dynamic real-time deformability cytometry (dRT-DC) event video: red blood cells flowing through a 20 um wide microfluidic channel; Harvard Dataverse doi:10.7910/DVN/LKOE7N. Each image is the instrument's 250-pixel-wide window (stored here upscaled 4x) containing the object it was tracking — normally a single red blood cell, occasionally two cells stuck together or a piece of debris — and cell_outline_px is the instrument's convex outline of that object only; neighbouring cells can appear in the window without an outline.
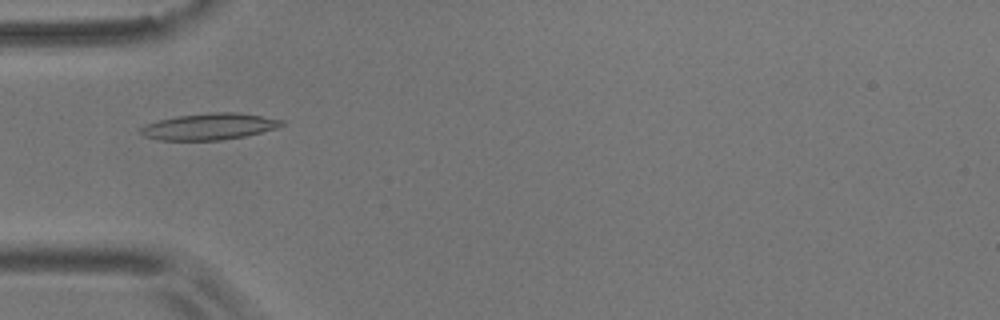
{"species": "common noctule bat (a hibernating species)", "species_latin": "Nyctalus noctula", "temperature_condition": "room temperature", "stored_images_in_passage": 33, "camera_frame_rate_fps": 3000, "um_per_image_px": 0.085, "animal": {"sex": "male", "body_mass_g": 17.9}, "frame": {"image": 1, "passage_image": 1, "time_ms": 0.0, "image_size_px": [1000, 320], "cell_outline_px": [[284, 124], [276, 128], [244, 136], [220, 140], [160, 140], [144, 136], [136, 132], [140, 128], [148, 124], [160, 120], [176, 116], [208, 112], [240, 112], [284, 120]], "centroid_in_image_um": [17.77, 10.75], "position_along_channel_um": 67.2, "area_um2": 21.73}}
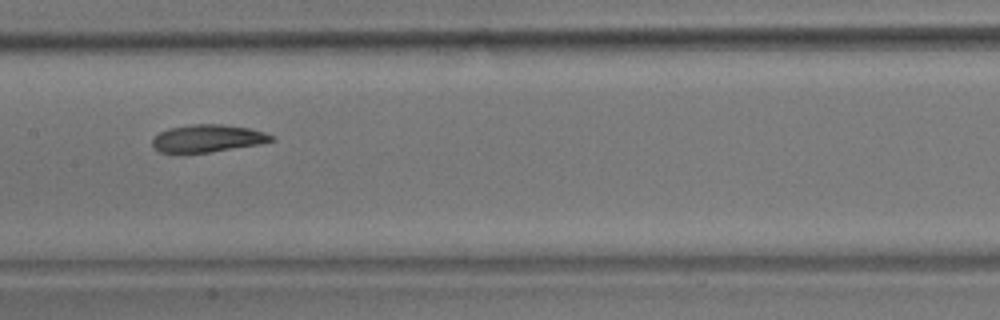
{"frame": {"image": 2, "passage_image": 11, "time_ms": 3.333, "image_size_px": [1000, 320], "cell_outline_px": [[276, 140], [260, 144], [208, 152], [160, 152], [152, 144], [152, 140], [160, 132], [168, 128], [192, 124], [220, 124], [252, 128], [264, 132], [272, 136]], "centroid_in_image_um": [17.68, 11.74], "position_along_channel_um": 189.7, "area_um2": 18.84}}
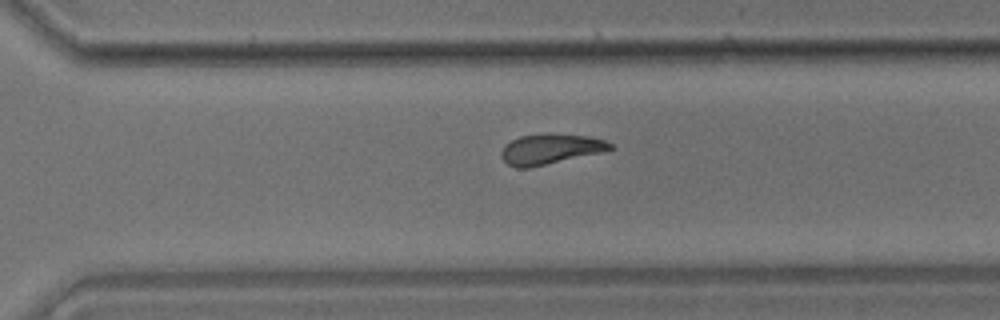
{"frame": {"image": 3, "passage_image": 22, "time_ms": 7.0, "image_size_px": [1000, 320], "cell_outline_px": [[616, 148], [600, 152], [528, 168], [516, 168], [508, 164], [500, 156], [500, 152], [512, 140], [520, 136], [588, 136], [604, 140], [612, 144]], "centroid_in_image_um": [46.77, 12.71], "position_along_channel_um": 323.8, "area_um2": 18.15}, "authors_computed_cell_mechanics": {"area_um2": 19.1896, "velocity_mm_per_s": 3.6708, "shape_relaxation_time_tau1_ms": 4.1625, "shape_relaxation_time_tau2_ms": 2.9827, "deformation_change_tau1": 0.1396, "deformation_change_tau2": 0.0937}}